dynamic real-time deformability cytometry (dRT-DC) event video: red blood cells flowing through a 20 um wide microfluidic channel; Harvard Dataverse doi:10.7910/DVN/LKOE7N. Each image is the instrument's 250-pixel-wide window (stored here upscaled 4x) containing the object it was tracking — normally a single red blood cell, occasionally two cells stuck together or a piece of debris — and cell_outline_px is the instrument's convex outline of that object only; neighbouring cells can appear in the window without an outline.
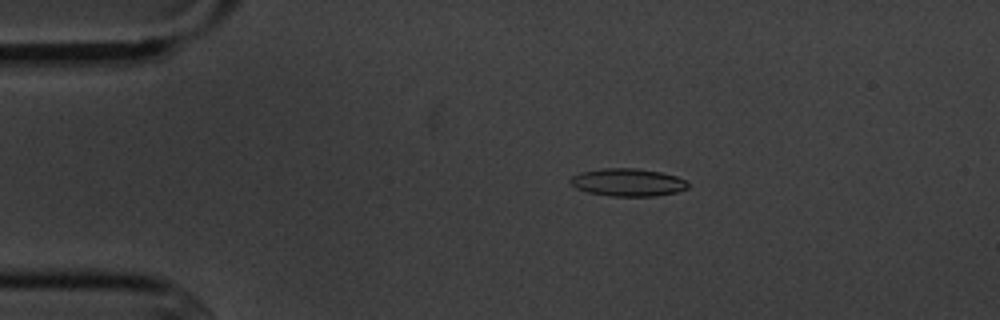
{"species": "common noctule bat (a hibernating species)", "species_latin": "Nyctalus noctula", "temperature_condition": "cold", "stored_images_in_passage": 3, "camera_frame_rate_fps": 3000, "um_per_image_px": 0.085, "animal": {"sex": "male", "body_mass_g": 20.1, "forearm_length_mm": 53.5}, "frame": {"image": 1, "passage_image": 1, "time_ms": 0.0, "image_size_px": [1000, 320], "cell_outline_px": [[688, 188], [676, 192], [656, 196], [612, 196], [588, 192], [576, 188], [568, 180], [572, 176], [580, 172], [604, 168], [636, 168], [660, 172], [676, 176], [684, 180], [688, 184]], "centroid_in_image_um": [53.35, 15.5], "position_along_channel_um": 31.7, "area_um2": 18.9}}